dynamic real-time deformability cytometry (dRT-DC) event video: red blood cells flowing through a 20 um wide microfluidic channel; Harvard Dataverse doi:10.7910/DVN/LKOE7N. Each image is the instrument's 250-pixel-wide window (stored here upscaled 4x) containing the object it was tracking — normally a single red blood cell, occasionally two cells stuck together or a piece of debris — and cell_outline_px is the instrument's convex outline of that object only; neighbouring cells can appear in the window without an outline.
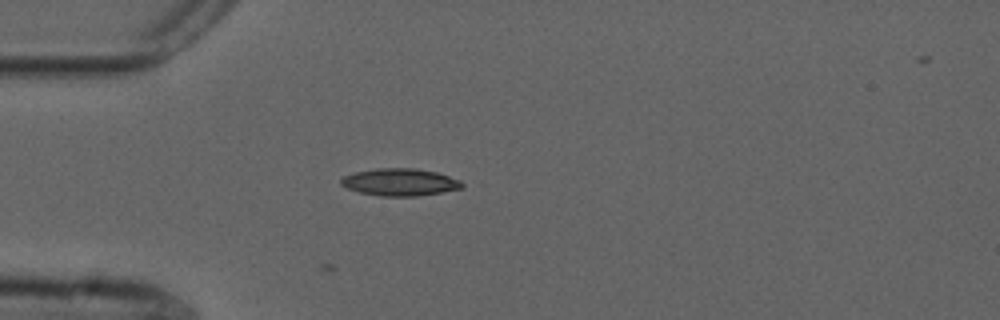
{"species": "common noctule bat (a hibernating species)", "species_latin": "Nyctalus noctula", "temperature_condition": "cold", "stored_images_in_passage": 2, "camera_frame_rate_fps": 3000, "um_per_image_px": 0.085, "animal": {"sex": "male", "forearm_length_mm": 52.5}, "frame": {"image": 1, "passage_image": 2, "time_ms": 0.333, "image_size_px": [1000, 320], "cell_outline_px": [[464, 184], [460, 188], [440, 192], [416, 196], [380, 196], [360, 192], [348, 188], [340, 184], [340, 180], [344, 176], [356, 172], [376, 168], [416, 168], [436, 172], [460, 180]], "centroid_in_image_um": [33.97, 15.47], "position_along_channel_um": 51.0, "area_um2": 19.02}}